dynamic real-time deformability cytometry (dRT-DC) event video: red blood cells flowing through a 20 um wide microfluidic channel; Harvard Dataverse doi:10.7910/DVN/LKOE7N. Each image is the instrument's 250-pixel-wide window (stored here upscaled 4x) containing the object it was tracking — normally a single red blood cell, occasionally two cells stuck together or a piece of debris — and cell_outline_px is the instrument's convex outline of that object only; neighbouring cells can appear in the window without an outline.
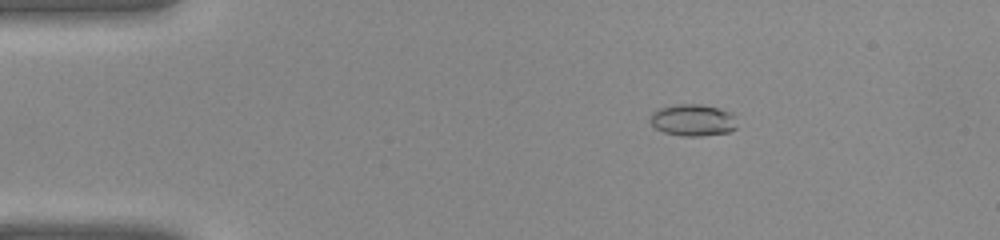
{"species": "common noctule bat (a hibernating species)", "species_latin": "Nyctalus noctula", "temperature_condition": "warm", "stored_images_in_passage": 39, "camera_frame_rate_fps": 3000, "um_per_image_px": 0.085, "animal": {"sex": "female", "body_mass_g": 22.0, "forearm_length_mm": 56.7}, "frame": {"image": 1, "passage_image": 6, "time_ms": 1.667, "image_size_px": [1000, 240], "cell_outline_px": [[736, 128], [728, 132], [700, 136], [680, 136], [664, 132], [656, 128], [648, 120], [652, 112], [660, 108], [676, 104], [700, 104], [716, 108], [728, 112], [736, 116]], "centroid_in_image_um": [58.87, 10.21], "position_along_channel_um": 26.1, "area_um2": 16.07}}
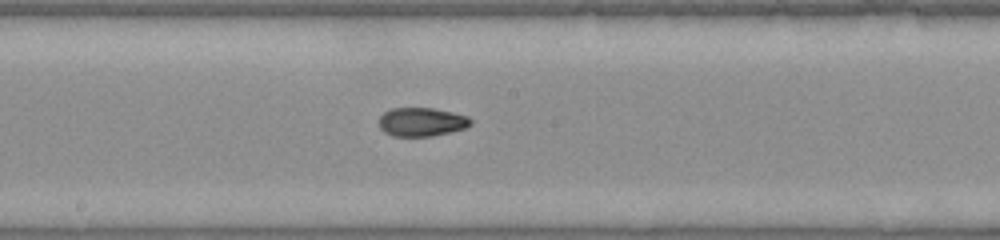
{"frame": {"image": 2, "passage_image": 21, "time_ms": 6.667, "image_size_px": [1000, 240], "cell_outline_px": [[472, 124], [468, 128], [432, 136], [392, 136], [384, 132], [380, 128], [380, 116], [384, 112], [392, 108], [432, 108], [452, 112], [468, 116], [472, 120]], "centroid_in_image_um": [35.87, 10.37], "position_along_channel_um": 212.3, "area_um2": 15.43}}
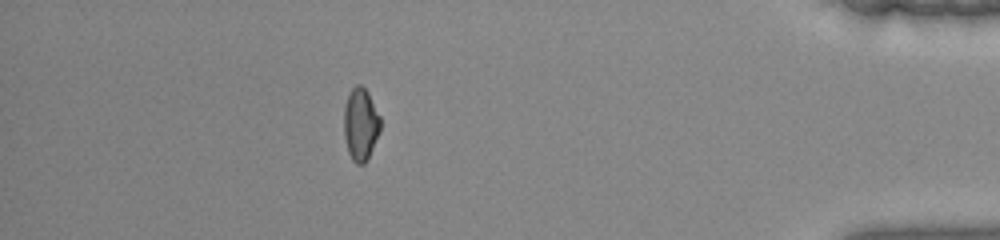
{"frame": {"image": 3, "passage_image": 35, "time_ms": 11.333, "image_size_px": [1000, 240], "cell_outline_px": [[380, 132], [368, 160], [364, 164], [356, 164], [352, 160], [348, 152], [344, 136], [344, 104], [348, 92], [356, 84], [360, 84], [368, 92], [380, 116]], "centroid_in_image_um": [30.65, 10.57], "position_along_channel_um": 404.6, "area_um2": 15.72}}